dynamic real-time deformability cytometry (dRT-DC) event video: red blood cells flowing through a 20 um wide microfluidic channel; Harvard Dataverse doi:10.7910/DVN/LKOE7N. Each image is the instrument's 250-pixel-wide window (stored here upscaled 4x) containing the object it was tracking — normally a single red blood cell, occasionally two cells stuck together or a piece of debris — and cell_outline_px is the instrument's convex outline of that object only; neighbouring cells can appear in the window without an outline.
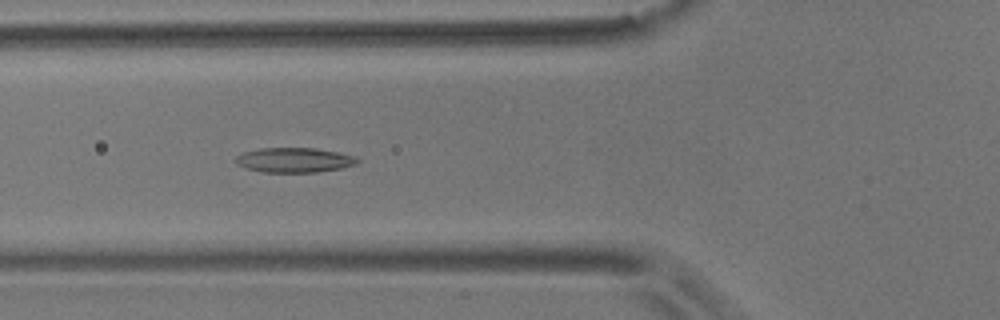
{"species": "common noctule bat (a hibernating species)", "species_latin": "Nyctalus noctula", "temperature_condition": "room temperature", "stored_images_in_passage": 7, "camera_frame_rate_fps": 3000, "um_per_image_px": 0.085, "animal": {"sex": "male", "body_mass_g": 17.9}, "frame": {"image": 1, "passage_image": 6, "time_ms": 1.667, "image_size_px": [1000, 320], "cell_outline_px": [[360, 160], [356, 164], [340, 168], [316, 172], [260, 172], [244, 168], [236, 164], [236, 156], [244, 152], [260, 148], [316, 148], [340, 152], [356, 156]], "centroid_in_image_um": [25.01, 13.6], "position_along_channel_um": 100.8, "area_um2": 17.69}}
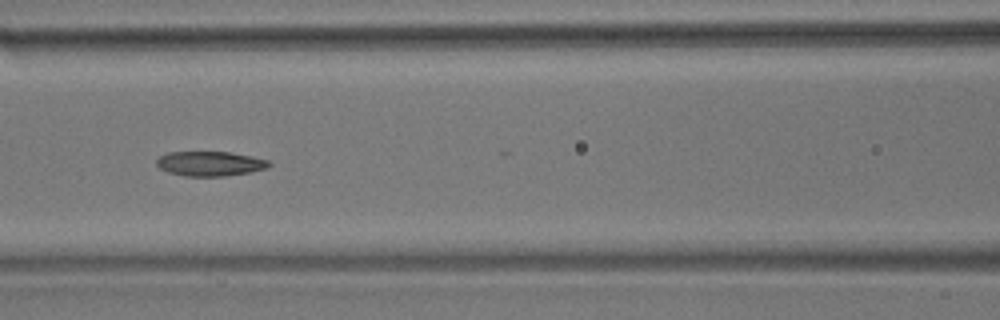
{"frame": {"image": 2, "passage_image": 7, "time_ms": 2.0, "image_size_px": [1000, 320], "cell_outline_px": [[272, 164], [268, 168], [252, 172], [224, 176], [184, 176], [168, 172], [160, 168], [156, 164], [156, 160], [160, 156], [168, 152], [232, 152], [252, 156], [268, 160]], "centroid_in_image_um": [17.88, 13.91], "position_along_channel_um": 148.7, "area_um2": 16.3}}